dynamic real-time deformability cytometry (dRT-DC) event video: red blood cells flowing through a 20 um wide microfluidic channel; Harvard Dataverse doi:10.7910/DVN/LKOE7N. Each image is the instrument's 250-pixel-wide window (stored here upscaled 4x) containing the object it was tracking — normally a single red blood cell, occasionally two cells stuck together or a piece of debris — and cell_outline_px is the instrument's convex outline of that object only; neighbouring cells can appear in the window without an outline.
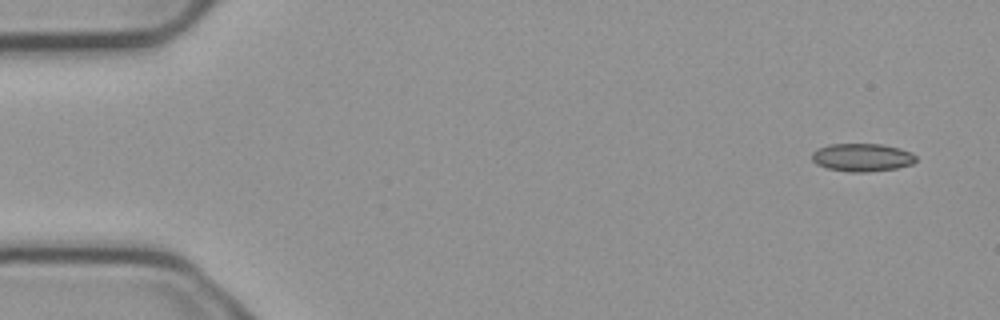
{"species": "common noctule bat (a hibernating species)", "species_latin": "Nyctalus noctula", "temperature_condition": "cold", "stored_images_in_passage": 6, "camera_frame_rate_fps": 3000, "um_per_image_px": 0.085, "animal": {"sex": "male", "body_mass_g": 23.1, "forearm_length_mm": 52.7}, "frame": {"image": 1, "passage_image": 1, "time_ms": 0.0, "image_size_px": [1000, 320], "cell_outline_px": [[916, 160], [912, 164], [896, 168], [868, 172], [848, 172], [828, 168], [816, 164], [812, 160], [812, 152], [816, 148], [828, 144], [880, 144], [900, 148], [912, 152], [916, 156]], "centroid_in_image_um": [73.26, 13.37], "position_along_channel_um": 11.7, "area_um2": 17.11}}
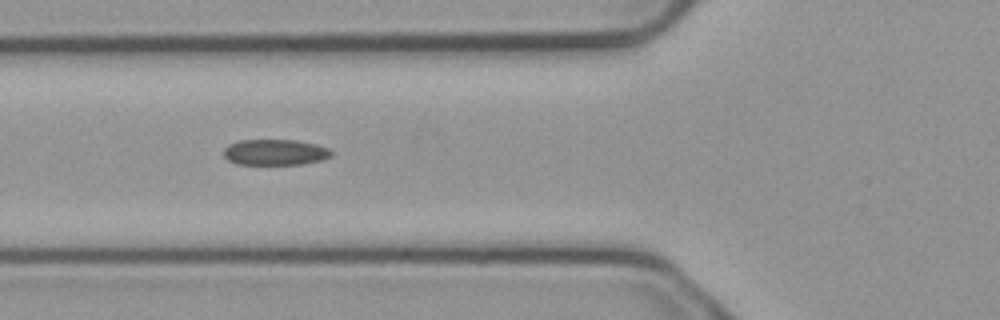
{"frame": {"image": 2, "passage_image": 5, "time_ms": 1.333, "image_size_px": [1000, 320], "cell_outline_px": [[332, 156], [324, 160], [304, 164], [236, 164], [228, 160], [224, 156], [224, 148], [228, 144], [240, 140], [296, 140], [316, 144], [328, 148], [332, 152]], "centroid_in_image_um": [23.4, 12.94], "position_along_channel_um": 102.4, "area_um2": 16.36}}
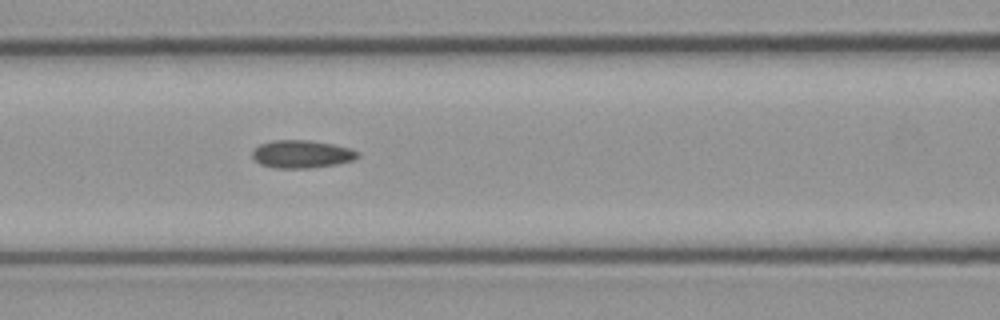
{"frame": {"image": 3, "passage_image": 6, "time_ms": 1.667, "image_size_px": [1000, 320], "cell_outline_px": [[360, 156], [352, 160], [336, 164], [312, 168], [272, 168], [260, 164], [252, 156], [252, 152], [260, 144], [272, 140], [308, 140], [332, 144], [348, 148], [360, 152]], "centroid_in_image_um": [25.64, 13.1], "position_along_channel_um": 141.0, "area_um2": 17.05}}